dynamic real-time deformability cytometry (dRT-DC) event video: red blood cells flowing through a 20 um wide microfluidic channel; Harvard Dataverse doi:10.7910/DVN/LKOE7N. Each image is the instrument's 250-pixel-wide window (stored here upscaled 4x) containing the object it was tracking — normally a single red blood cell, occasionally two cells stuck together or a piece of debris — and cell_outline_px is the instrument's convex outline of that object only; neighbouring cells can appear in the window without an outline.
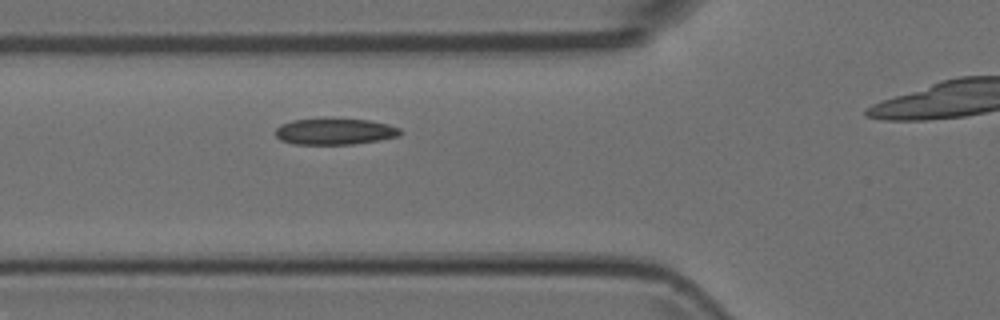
{"species": "Egyptian fruit bat (a non-hibernating species)", "species_latin": "Rousettus aegyptiacus", "temperature_condition": "room temperature", "stored_images_in_passage": 5, "camera_frame_rate_fps": 3000, "um_per_image_px": 0.085, "animal": {"sex": "female"}, "frame": {"image": 1, "passage_image": 4, "time_ms": 1.0, "image_size_px": [1000, 320], "cell_outline_px": [[400, 136], [380, 140], [352, 144], [292, 144], [280, 140], [276, 136], [276, 128], [280, 124], [292, 120], [324, 116], [368, 120], [388, 124], [400, 128]], "centroid_in_image_um": [28.42, 11.14], "position_along_channel_um": 97.4, "area_um2": 19.83}}